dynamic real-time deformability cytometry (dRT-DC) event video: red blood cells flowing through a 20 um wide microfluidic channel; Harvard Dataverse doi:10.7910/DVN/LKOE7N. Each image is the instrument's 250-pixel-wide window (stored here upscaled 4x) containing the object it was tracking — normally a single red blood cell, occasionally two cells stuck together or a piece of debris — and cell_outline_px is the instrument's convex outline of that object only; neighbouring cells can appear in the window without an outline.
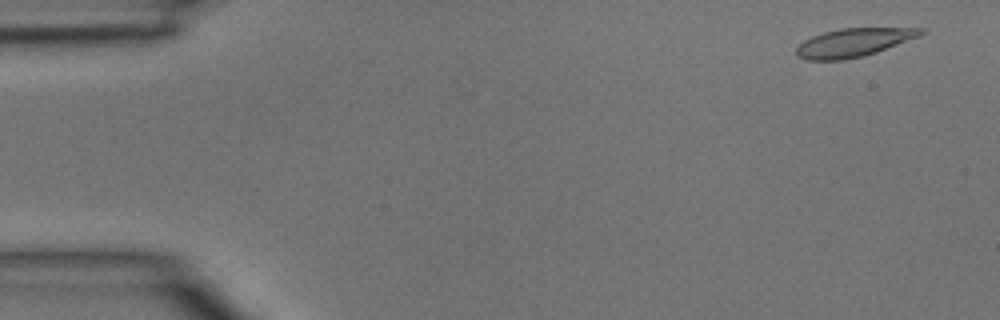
{"species": "common noctule bat (a hibernating species)", "species_latin": "Nyctalus noctula", "temperature_condition": "room temperature", "stored_images_in_passage": 44, "camera_frame_rate_fps": 3000, "um_per_image_px": 0.085, "animal": {"sex": "male", "body_mass_g": 15.6}, "frame": {"image": 1, "passage_image": 2, "time_ms": 0.333, "image_size_px": [1000, 320], "cell_outline_px": [[928, 32], [920, 36], [876, 52], [844, 60], [808, 60], [796, 56], [796, 48], [804, 40], [812, 36], [824, 32], [840, 28], [924, 28]], "centroid_in_image_um": [72.56, 3.61], "position_along_channel_um": 12.4, "area_um2": 20.52}}
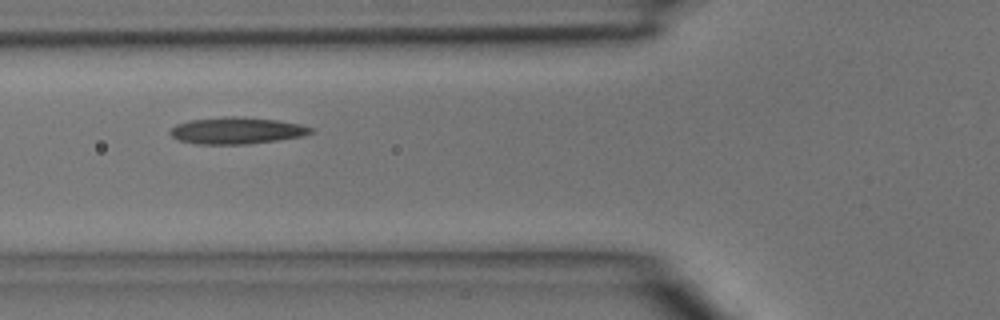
{"frame": {"image": 2, "passage_image": 16, "time_ms": 5.0, "image_size_px": [1000, 320], "cell_outline_px": [[316, 132], [304, 136], [248, 144], [196, 144], [180, 140], [172, 136], [168, 132], [176, 124], [188, 120], [224, 116], [236, 116], [276, 120], [300, 124], [316, 128]], "centroid_in_image_um": [20.15, 11.09], "position_along_channel_um": 105.6, "area_um2": 22.08}}
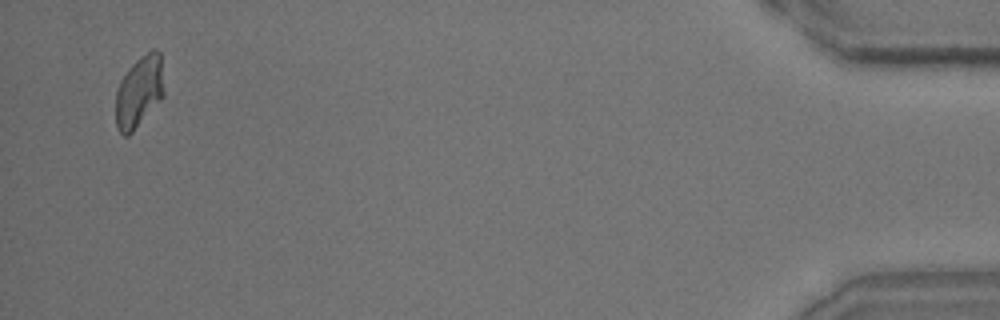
{"frame": {"image": 3, "passage_image": 43, "time_ms": 14.0, "image_size_px": [1000, 320], "cell_outline_px": [[164, 96], [132, 132], [128, 136], [124, 136], [116, 128], [116, 92], [120, 80], [128, 68], [140, 56], [152, 48], [156, 48], [160, 52], [164, 92]], "centroid_in_image_um": [11.82, 7.77], "position_along_channel_um": 423.4, "area_um2": 20.23}}